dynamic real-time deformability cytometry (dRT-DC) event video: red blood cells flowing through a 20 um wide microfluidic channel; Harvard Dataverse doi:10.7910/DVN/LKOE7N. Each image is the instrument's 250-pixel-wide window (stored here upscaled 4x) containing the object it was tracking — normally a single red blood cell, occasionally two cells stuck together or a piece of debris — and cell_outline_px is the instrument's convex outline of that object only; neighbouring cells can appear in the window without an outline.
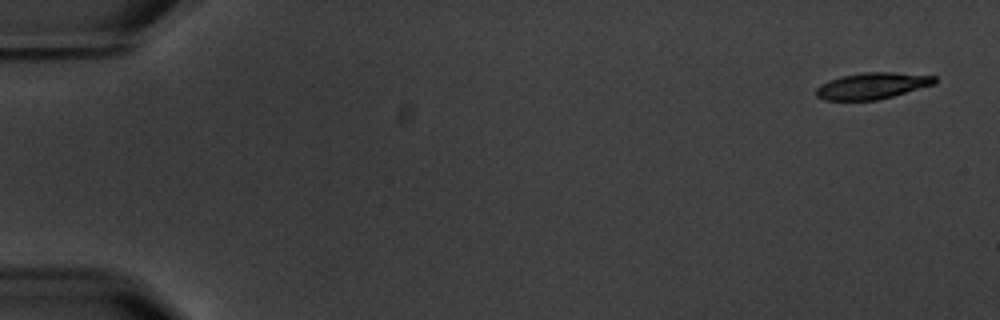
{"species": "common noctule bat (a hibernating species)", "species_latin": "Nyctalus noctula", "temperature_condition": "warm", "stored_images_in_passage": 4, "camera_frame_rate_fps": 3000, "um_per_image_px": 0.085, "animal": {"sex": "male", "body_mass_g": 20.1, "forearm_length_mm": 53.5}, "frame": {"image": 1, "passage_image": 1, "time_ms": 0.0, "image_size_px": [1000, 320], "cell_outline_px": [[936, 84], [892, 96], [876, 100], [824, 100], [816, 96], [816, 88], [820, 84], [828, 80], [840, 76], [864, 72], [892, 72], [936, 76]], "centroid_in_image_um": [74.12, 7.29], "position_along_channel_um": 10.9, "area_um2": 18.26}}